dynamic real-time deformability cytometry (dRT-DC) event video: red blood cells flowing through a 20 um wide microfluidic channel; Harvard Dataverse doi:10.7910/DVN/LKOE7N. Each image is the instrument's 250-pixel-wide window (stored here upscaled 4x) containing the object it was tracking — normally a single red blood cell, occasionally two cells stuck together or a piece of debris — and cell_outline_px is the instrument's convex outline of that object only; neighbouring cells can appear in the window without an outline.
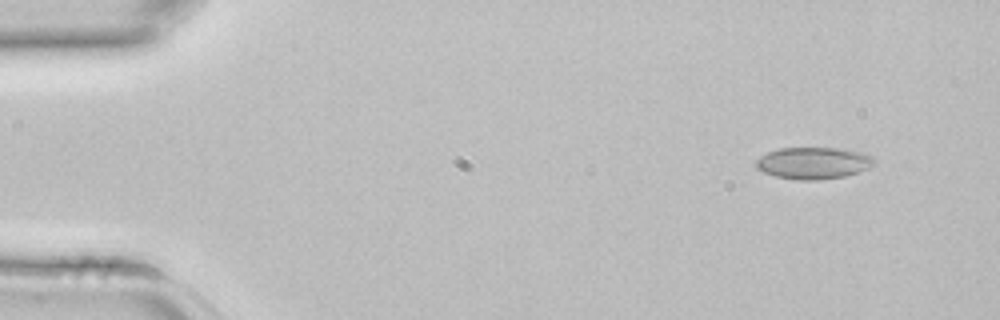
{"species": "common noctule bat (a hibernating species)", "species_latin": "Nyctalus noctula", "temperature_condition": "room temperature", "stored_images_in_passage": 2, "camera_frame_rate_fps": 3000, "um_per_image_px": 0.085, "animal": {"sex": "female", "body_mass_g": 22.7, "forearm_length_mm": 54.2}, "frame": {"image": 1, "passage_image": 1, "time_ms": 0.0, "image_size_px": [1000, 320], "cell_outline_px": [[876, 164], [860, 172], [844, 176], [816, 180], [800, 180], [776, 176], [764, 172], [756, 168], [756, 160], [760, 156], [768, 152], [780, 148], [840, 148], [864, 152], [872, 156], [876, 160]], "centroid_in_image_um": [69.19, 13.85], "position_along_channel_um": 15.8, "area_um2": 22.02}}